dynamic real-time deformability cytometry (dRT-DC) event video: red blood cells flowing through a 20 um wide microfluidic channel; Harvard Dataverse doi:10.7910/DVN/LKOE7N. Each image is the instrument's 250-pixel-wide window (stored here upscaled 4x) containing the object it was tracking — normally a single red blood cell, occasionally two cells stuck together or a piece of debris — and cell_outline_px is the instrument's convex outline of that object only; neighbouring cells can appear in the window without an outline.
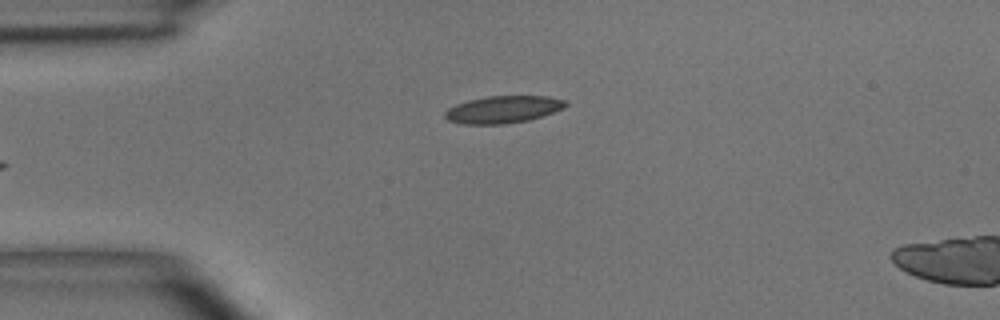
{"species": "common noctule bat (a hibernating species)", "species_latin": "Nyctalus noctula", "temperature_condition": "room temperature", "stored_images_in_passage": 35, "camera_frame_rate_fps": 3000, "um_per_image_px": 0.085, "animal": {"sex": "male", "body_mass_g": 15.6}, "frame": {"image": 1, "passage_image": 1, "time_ms": 0.0, "image_size_px": [1000, 320], "cell_outline_px": [[568, 104], [564, 108], [528, 120], [504, 124], [460, 124], [448, 120], [444, 116], [444, 112], [448, 108], [456, 104], [468, 100], [488, 96], [548, 96], [564, 100]], "centroid_in_image_um": [42.72, 9.3], "position_along_channel_um": 42.3, "area_um2": 19.07}}
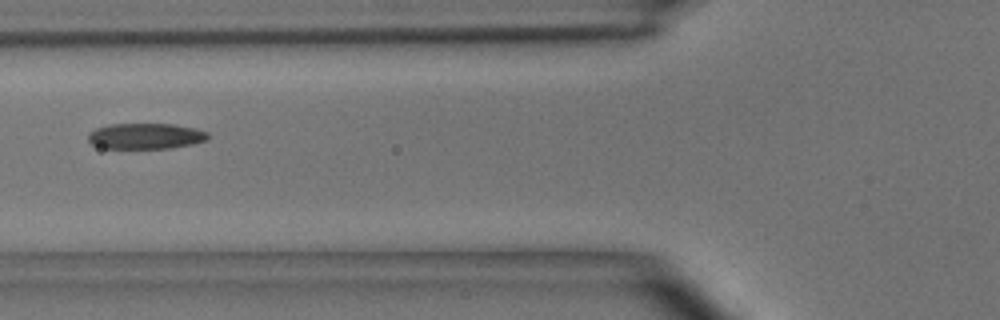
{"frame": {"image": 2, "passage_image": 8, "time_ms": 2.333, "image_size_px": [1000, 320], "cell_outline_px": [[208, 136], [204, 140], [192, 144], [168, 148], [100, 148], [92, 144], [88, 140], [88, 132], [96, 128], [108, 124], [176, 124], [196, 128], [208, 132]], "centroid_in_image_um": [12.34, 11.56], "position_along_channel_um": 113.5, "area_um2": 18.03}}
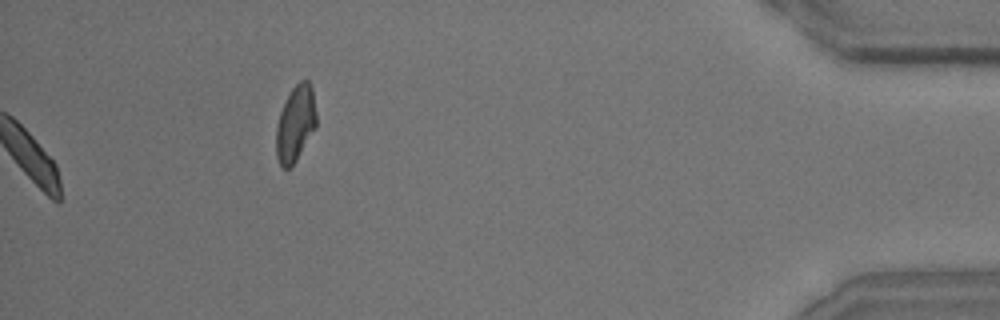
{"frame": {"image": 3, "passage_image": 35, "time_ms": 11.333, "image_size_px": [1000, 320], "cell_outline_px": [[316, 128], [296, 160], [288, 168], [284, 168], [280, 164], [276, 156], [276, 124], [280, 112], [292, 88], [300, 80], [308, 80], [312, 88], [316, 112]], "centroid_in_image_um": [25.11, 10.5], "position_along_channel_um": 410.1, "area_um2": 17.69}, "authors_computed_cell_mechanics": {"area_um2": 18.785, "velocity_mm_per_s": 3.9278, "shape_relaxation_time_tau1_ms": 4.182, "shape_relaxation_time_tau2_ms": 2.4932, "deformation_change_tau1": 0.1419, "deformation_change_tau2": 0.096}}